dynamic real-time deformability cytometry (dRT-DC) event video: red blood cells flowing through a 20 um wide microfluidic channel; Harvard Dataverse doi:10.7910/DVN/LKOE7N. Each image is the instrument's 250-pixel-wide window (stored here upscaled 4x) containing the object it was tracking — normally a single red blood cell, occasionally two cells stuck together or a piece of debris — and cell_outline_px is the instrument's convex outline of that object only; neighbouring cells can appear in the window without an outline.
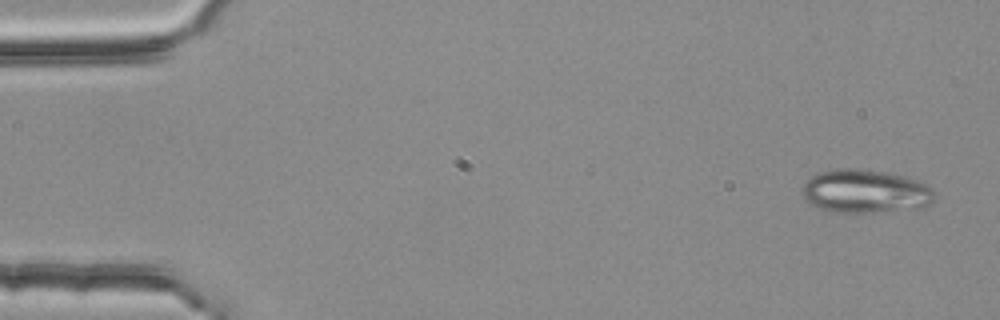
{"species": "common noctule bat (a hibernating species)", "species_latin": "Nyctalus noctula", "temperature_condition": "room temperature", "stored_images_in_passage": 3, "camera_frame_rate_fps": 3000, "um_per_image_px": 0.085, "animal": {"sex": "female", "body_mass_g": 25.1}, "frame": {"image": 1, "passage_image": 1, "time_ms": 0.0, "image_size_px": [1000, 320], "cell_outline_px": [[936, 196], [924, 208], [872, 212], [832, 212], [820, 208], [804, 200], [804, 184], [812, 176], [820, 172], [836, 168], [856, 168], [884, 172], [908, 176], [920, 180], [928, 184], [936, 192]], "centroid_in_image_um": [73.62, 16.25], "position_along_channel_um": 11.4, "area_um2": 33.7}}